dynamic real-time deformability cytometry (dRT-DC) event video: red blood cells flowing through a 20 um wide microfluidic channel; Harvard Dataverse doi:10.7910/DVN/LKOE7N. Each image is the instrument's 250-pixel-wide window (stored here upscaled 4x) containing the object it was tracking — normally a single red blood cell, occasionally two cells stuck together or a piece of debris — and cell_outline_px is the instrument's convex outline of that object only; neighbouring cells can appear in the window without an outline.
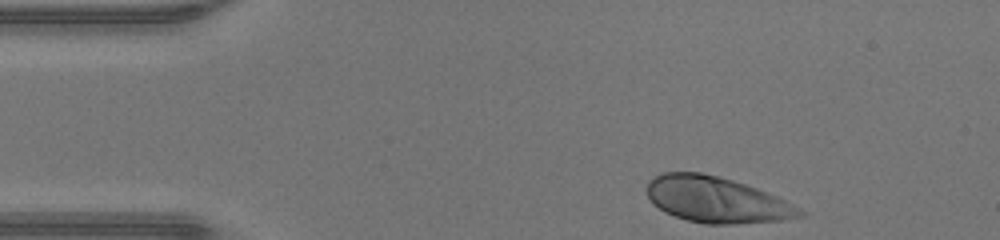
{"species": "human", "species_latin": "Homo sapiens", "temperature_condition": "warm", "stored_images_in_passage": 33, "camera_frame_rate_fps": 3000, "um_per_image_px": 0.085, "donor": {"sex": "male"}, "frame": {"image": 1, "passage_image": 1, "time_ms": 0.0, "image_size_px": [1000, 240], "cell_outline_px": [[804, 216], [780, 220], [732, 224], [704, 224], [688, 220], [664, 212], [652, 204], [648, 200], [648, 180], [664, 172], [700, 172], [720, 176], [756, 188], [776, 196], [800, 208], [804, 212]], "centroid_in_image_um": [60.87, 16.98], "position_along_channel_um": 24.1, "area_um2": 40.69}}
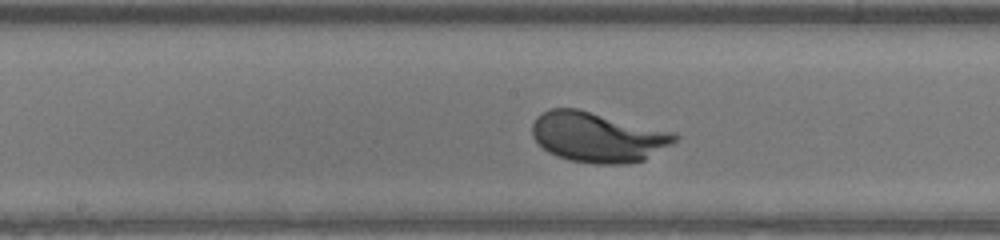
{"frame": {"image": 2, "passage_image": 18, "time_ms": 5.667, "image_size_px": [1000, 240], "cell_outline_px": [[680, 136], [676, 140], [644, 160], [624, 164], [596, 164], [568, 160], [556, 156], [548, 152], [532, 136], [532, 124], [536, 116], [552, 108], [576, 108], [676, 132]], "centroid_in_image_um": [50.8, 11.65], "position_along_channel_um": 197.4, "area_um2": 41.56}}
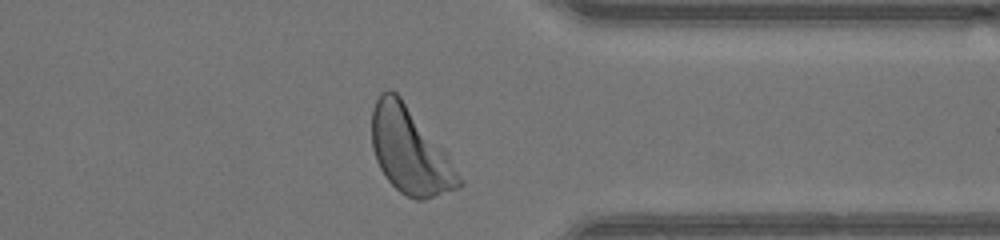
{"frame": {"image": 3, "passage_image": 31, "time_ms": 10.0, "image_size_px": [1000, 240], "cell_outline_px": [[464, 184], [460, 188], [424, 200], [416, 200], [400, 192], [388, 180], [380, 168], [376, 160], [372, 148], [372, 108], [380, 92], [388, 88], [392, 88], [400, 96], [448, 152], [464, 180]], "centroid_in_image_um": [34.88, 12.81], "position_along_channel_um": 376.5, "area_um2": 44.39}, "authors_computed_cell_mechanics": {"area_um2": 40.6912, "velocity_mm_per_s": 4.2974, "shape_relaxation_time_tau1_ms": 1.114, "shape_relaxation_time_tau2_ms": null, "deformation_change_tau1": 0.1297, "deformation_change_tau2": null}}